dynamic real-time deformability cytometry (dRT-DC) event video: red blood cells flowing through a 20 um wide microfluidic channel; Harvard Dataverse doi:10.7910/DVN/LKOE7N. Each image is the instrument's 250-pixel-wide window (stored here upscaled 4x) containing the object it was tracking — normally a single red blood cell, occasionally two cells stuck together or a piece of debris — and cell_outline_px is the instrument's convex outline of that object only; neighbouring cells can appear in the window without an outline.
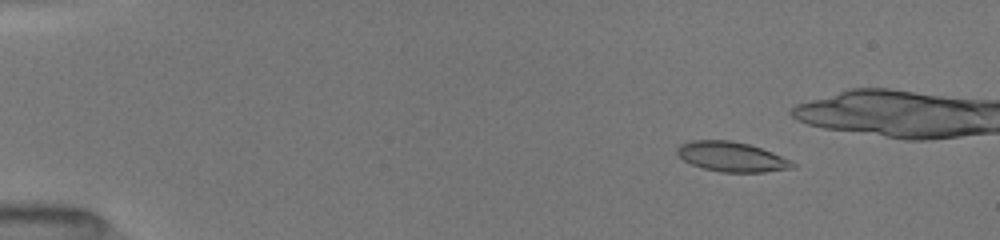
{"species": "common noctule bat (a hibernating species)", "species_latin": "Nyctalus noctula", "temperature_condition": "room temperature", "stored_images_in_passage": 40, "camera_frame_rate_fps": 3000, "um_per_image_px": 0.085, "animal": {"sex": "female", "body_mass_g": 19.5, "forearm_length_mm": 54.1}, "frame": {"image": 1, "passage_image": 5, "time_ms": 2.333, "image_size_px": [1000, 240], "cell_outline_px": [[796, 168], [764, 172], [720, 172], [704, 168], [692, 164], [676, 156], [676, 148], [680, 144], [688, 140], [732, 140], [748, 144], [772, 152], [792, 160], [796, 164]], "centroid_in_image_um": [62.18, 13.32], "position_along_channel_um": 22.8, "area_um2": 20.29}}
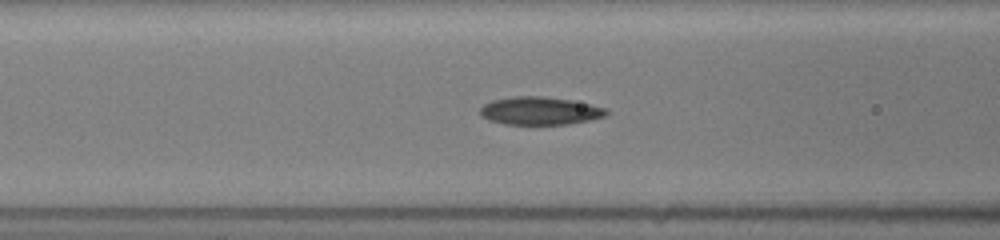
{"frame": {"image": 2, "passage_image": 23, "time_ms": 7.333, "image_size_px": [1000, 240], "cell_outline_px": [[608, 112], [604, 116], [588, 120], [568, 124], [504, 124], [488, 120], [480, 116], [480, 108], [484, 104], [492, 100], [516, 96], [544, 96], [572, 100], [604, 108]], "centroid_in_image_um": [45.83, 9.42], "position_along_channel_um": 120.8, "area_um2": 20.4}}
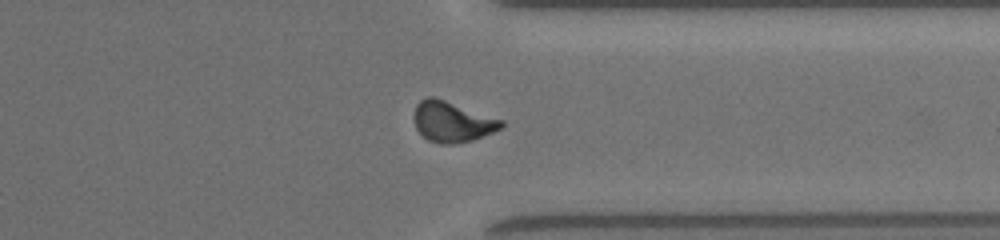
{"frame": {"image": 3, "passage_image": 38, "time_ms": 13.667, "image_size_px": [1000, 240], "cell_outline_px": [[504, 128], [472, 140], [452, 144], [440, 144], [428, 140], [416, 128], [416, 104], [420, 100], [428, 96], [432, 96], [504, 120]], "centroid_in_image_um": [38.48, 10.36], "position_along_channel_um": 372.9, "area_um2": 20.35}}